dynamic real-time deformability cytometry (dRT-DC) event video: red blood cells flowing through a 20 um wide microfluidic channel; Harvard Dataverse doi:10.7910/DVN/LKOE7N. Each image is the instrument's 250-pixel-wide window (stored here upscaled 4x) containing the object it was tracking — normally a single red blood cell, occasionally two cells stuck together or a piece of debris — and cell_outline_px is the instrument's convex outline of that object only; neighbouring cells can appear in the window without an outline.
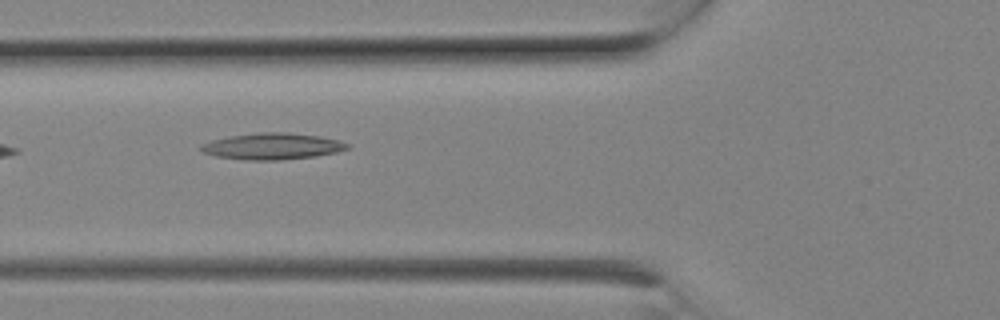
{"species": "Egyptian fruit bat (a non-hibernating species)", "species_latin": "Rousettus aegyptiacus", "temperature_condition": "room temperature", "stored_images_in_passage": 6, "camera_frame_rate_fps": 3000, "um_per_image_px": 0.085, "animal": {"sex": "female"}, "frame": {"image": 1, "passage_image": 5, "time_ms": 1.333, "image_size_px": [1000, 320], "cell_outline_px": [[348, 148], [336, 152], [316, 156], [280, 160], [244, 160], [216, 156], [204, 152], [200, 148], [200, 144], [212, 140], [228, 136], [260, 132], [288, 132], [320, 136], [340, 140], [348, 144]], "centroid_in_image_um": [23.14, 12.43], "position_along_channel_um": 102.7, "area_um2": 22.54}}
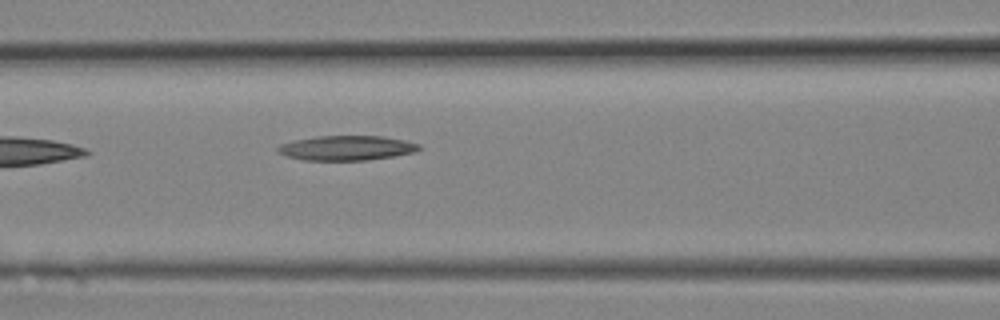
{"frame": {"image": 2, "passage_image": 6, "time_ms": 1.667, "image_size_px": [1000, 320], "cell_outline_px": [[420, 148], [412, 152], [392, 156], [368, 160], [304, 160], [288, 156], [276, 152], [276, 148], [280, 144], [292, 140], [316, 136], [380, 136], [404, 140], [420, 144]], "centroid_in_image_um": [29.39, 12.57], "position_along_channel_um": 137.2, "area_um2": 20.23}}